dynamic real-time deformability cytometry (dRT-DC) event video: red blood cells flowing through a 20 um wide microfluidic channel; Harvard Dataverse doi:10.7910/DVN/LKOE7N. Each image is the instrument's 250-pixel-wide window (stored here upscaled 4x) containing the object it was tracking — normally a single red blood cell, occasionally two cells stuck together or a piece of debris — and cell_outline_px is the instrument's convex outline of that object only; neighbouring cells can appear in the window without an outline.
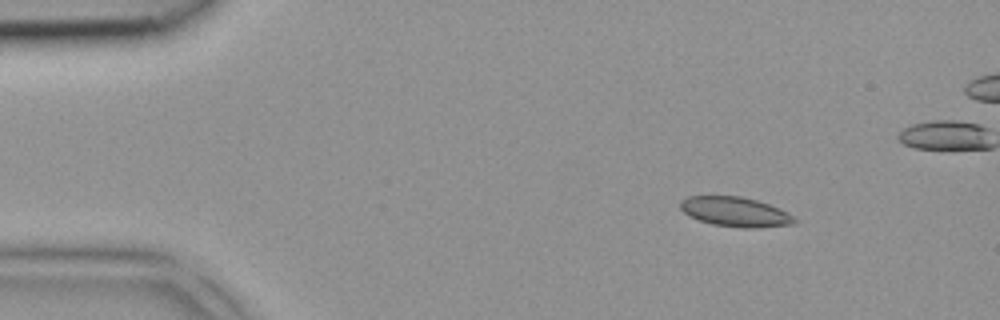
{"species": "common noctule bat (a hibernating species)", "species_latin": "Nyctalus noctula", "temperature_condition": "room temperature", "stored_images_in_passage": 3, "camera_frame_rate_fps": 3000, "um_per_image_px": 0.085, "animal": {"sex": "female", "body_mass_g": 18.4}, "frame": {"image": 1, "passage_image": 1, "time_ms": 0.0, "image_size_px": [1000, 320], "cell_outline_px": [[800, 220], [796, 224], [756, 228], [740, 228], [712, 224], [688, 216], [680, 208], [680, 200], [688, 196], [740, 196], [756, 200], [780, 208], [788, 212]], "centroid_in_image_um": [62.54, 18.01], "position_along_channel_um": 22.5, "area_um2": 20.0}}